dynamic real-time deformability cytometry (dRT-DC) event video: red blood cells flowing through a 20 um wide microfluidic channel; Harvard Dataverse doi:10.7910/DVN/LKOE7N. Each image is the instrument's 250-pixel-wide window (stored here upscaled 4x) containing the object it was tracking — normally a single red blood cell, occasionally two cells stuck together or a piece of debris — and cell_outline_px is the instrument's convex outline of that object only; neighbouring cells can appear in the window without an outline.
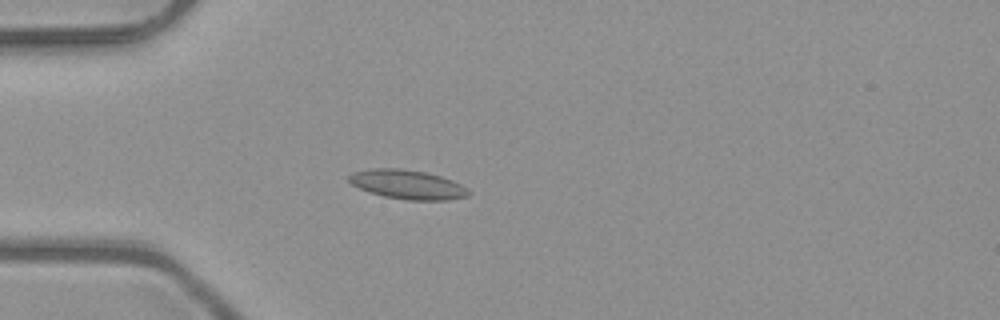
{"species": "common noctule bat (a hibernating species)", "species_latin": "Nyctalus noctula", "temperature_condition": "room temperature", "stored_images_in_passage": 4, "camera_frame_rate_fps": 3000, "um_per_image_px": 0.085, "animal": {"sex": "male", "body_mass_g": 23.1, "forearm_length_mm": 52.7}, "frame": {"image": 1, "passage_image": 4, "time_ms": 1.0, "image_size_px": [1000, 320], "cell_outline_px": [[472, 192], [468, 196], [448, 200], [408, 200], [384, 196], [368, 192], [352, 184], [348, 180], [348, 176], [352, 172], [372, 168], [400, 168], [424, 172], [440, 176], [452, 180], [468, 188]], "centroid_in_image_um": [34.65, 15.68], "position_along_channel_um": 50.4, "area_um2": 20.4}}